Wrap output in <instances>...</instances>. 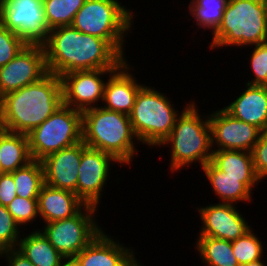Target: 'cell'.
<instances>
[{"label":"cell","mask_w":267,"mask_h":266,"mask_svg":"<svg viewBox=\"0 0 267 266\" xmlns=\"http://www.w3.org/2000/svg\"><path fill=\"white\" fill-rule=\"evenodd\" d=\"M48 73L64 74L95 69H117L125 59L105 40L72 25L49 30L43 44Z\"/></svg>","instance_id":"cell-1"},{"label":"cell","mask_w":267,"mask_h":266,"mask_svg":"<svg viewBox=\"0 0 267 266\" xmlns=\"http://www.w3.org/2000/svg\"><path fill=\"white\" fill-rule=\"evenodd\" d=\"M62 104L61 78L48 73L38 82L0 98V128L28 135Z\"/></svg>","instance_id":"cell-2"},{"label":"cell","mask_w":267,"mask_h":266,"mask_svg":"<svg viewBox=\"0 0 267 266\" xmlns=\"http://www.w3.org/2000/svg\"><path fill=\"white\" fill-rule=\"evenodd\" d=\"M195 99L181 105L183 111L177 117L169 136L159 146L169 147L170 173H180L186 167L198 164L200 169L212 158L211 126L208 113H201ZM206 114V115H205Z\"/></svg>","instance_id":"cell-3"},{"label":"cell","mask_w":267,"mask_h":266,"mask_svg":"<svg viewBox=\"0 0 267 266\" xmlns=\"http://www.w3.org/2000/svg\"><path fill=\"white\" fill-rule=\"evenodd\" d=\"M82 126L84 144L110 154L122 167H130L139 156L136 144L141 143L133 131L129 115L98 106L82 112Z\"/></svg>","instance_id":"cell-4"},{"label":"cell","mask_w":267,"mask_h":266,"mask_svg":"<svg viewBox=\"0 0 267 266\" xmlns=\"http://www.w3.org/2000/svg\"><path fill=\"white\" fill-rule=\"evenodd\" d=\"M133 8L120 0H85L74 17L72 26L82 33L105 39L125 60L128 33L136 26ZM126 41V42H125Z\"/></svg>","instance_id":"cell-5"},{"label":"cell","mask_w":267,"mask_h":266,"mask_svg":"<svg viewBox=\"0 0 267 266\" xmlns=\"http://www.w3.org/2000/svg\"><path fill=\"white\" fill-rule=\"evenodd\" d=\"M209 49L249 48L267 42V21L261 0H228L222 21L211 34Z\"/></svg>","instance_id":"cell-6"},{"label":"cell","mask_w":267,"mask_h":266,"mask_svg":"<svg viewBox=\"0 0 267 266\" xmlns=\"http://www.w3.org/2000/svg\"><path fill=\"white\" fill-rule=\"evenodd\" d=\"M167 93L144 84L138 91L129 118L133 131L148 148L159 147L171 133L177 117L183 111L175 108Z\"/></svg>","instance_id":"cell-7"},{"label":"cell","mask_w":267,"mask_h":266,"mask_svg":"<svg viewBox=\"0 0 267 266\" xmlns=\"http://www.w3.org/2000/svg\"><path fill=\"white\" fill-rule=\"evenodd\" d=\"M82 112L62 104L29 134L32 160L41 161L50 154L82 141Z\"/></svg>","instance_id":"cell-8"},{"label":"cell","mask_w":267,"mask_h":266,"mask_svg":"<svg viewBox=\"0 0 267 266\" xmlns=\"http://www.w3.org/2000/svg\"><path fill=\"white\" fill-rule=\"evenodd\" d=\"M99 209L85 205L73 217L44 223L39 230L63 257L73 259L104 229L96 219Z\"/></svg>","instance_id":"cell-9"},{"label":"cell","mask_w":267,"mask_h":266,"mask_svg":"<svg viewBox=\"0 0 267 266\" xmlns=\"http://www.w3.org/2000/svg\"><path fill=\"white\" fill-rule=\"evenodd\" d=\"M1 23L29 45H43L48 39L42 0H3Z\"/></svg>","instance_id":"cell-10"},{"label":"cell","mask_w":267,"mask_h":266,"mask_svg":"<svg viewBox=\"0 0 267 266\" xmlns=\"http://www.w3.org/2000/svg\"><path fill=\"white\" fill-rule=\"evenodd\" d=\"M122 166L110 154L88 147L82 141V157L77 182V196L86 204L100 206L113 166ZM112 171V172H111ZM111 177V178H110ZM108 181V182H107Z\"/></svg>","instance_id":"cell-11"},{"label":"cell","mask_w":267,"mask_h":266,"mask_svg":"<svg viewBox=\"0 0 267 266\" xmlns=\"http://www.w3.org/2000/svg\"><path fill=\"white\" fill-rule=\"evenodd\" d=\"M115 70H83L62 75L63 104L81 112L101 106L105 83Z\"/></svg>","instance_id":"cell-12"},{"label":"cell","mask_w":267,"mask_h":266,"mask_svg":"<svg viewBox=\"0 0 267 266\" xmlns=\"http://www.w3.org/2000/svg\"><path fill=\"white\" fill-rule=\"evenodd\" d=\"M48 74L43 45L27 44L0 68V98L41 80Z\"/></svg>","instance_id":"cell-13"},{"label":"cell","mask_w":267,"mask_h":266,"mask_svg":"<svg viewBox=\"0 0 267 266\" xmlns=\"http://www.w3.org/2000/svg\"><path fill=\"white\" fill-rule=\"evenodd\" d=\"M213 151L242 150L251 152L259 140L261 130L235 119L223 108L208 112Z\"/></svg>","instance_id":"cell-14"},{"label":"cell","mask_w":267,"mask_h":266,"mask_svg":"<svg viewBox=\"0 0 267 266\" xmlns=\"http://www.w3.org/2000/svg\"><path fill=\"white\" fill-rule=\"evenodd\" d=\"M236 206L218 202L201 207L195 206V211L201 220L197 236H210L228 241L243 236L252 228V225Z\"/></svg>","instance_id":"cell-15"},{"label":"cell","mask_w":267,"mask_h":266,"mask_svg":"<svg viewBox=\"0 0 267 266\" xmlns=\"http://www.w3.org/2000/svg\"><path fill=\"white\" fill-rule=\"evenodd\" d=\"M133 64L125 60L105 83L101 107L110 111L129 115L133 109L136 95L144 85L135 77ZM133 72V73H132Z\"/></svg>","instance_id":"cell-16"},{"label":"cell","mask_w":267,"mask_h":266,"mask_svg":"<svg viewBox=\"0 0 267 266\" xmlns=\"http://www.w3.org/2000/svg\"><path fill=\"white\" fill-rule=\"evenodd\" d=\"M81 157L82 141L56 151L41 160L45 184L53 188L71 191L77 195Z\"/></svg>","instance_id":"cell-17"},{"label":"cell","mask_w":267,"mask_h":266,"mask_svg":"<svg viewBox=\"0 0 267 266\" xmlns=\"http://www.w3.org/2000/svg\"><path fill=\"white\" fill-rule=\"evenodd\" d=\"M104 228L73 260L79 266H121L136 249L120 243ZM108 234V235H107Z\"/></svg>","instance_id":"cell-18"},{"label":"cell","mask_w":267,"mask_h":266,"mask_svg":"<svg viewBox=\"0 0 267 266\" xmlns=\"http://www.w3.org/2000/svg\"><path fill=\"white\" fill-rule=\"evenodd\" d=\"M243 92L222 108L235 119L267 130V86L243 84Z\"/></svg>","instance_id":"cell-19"},{"label":"cell","mask_w":267,"mask_h":266,"mask_svg":"<svg viewBox=\"0 0 267 266\" xmlns=\"http://www.w3.org/2000/svg\"><path fill=\"white\" fill-rule=\"evenodd\" d=\"M85 205L75 193L44 184L38 195L39 225L73 217Z\"/></svg>","instance_id":"cell-20"},{"label":"cell","mask_w":267,"mask_h":266,"mask_svg":"<svg viewBox=\"0 0 267 266\" xmlns=\"http://www.w3.org/2000/svg\"><path fill=\"white\" fill-rule=\"evenodd\" d=\"M201 170L212 188V194L219 199L218 203L237 205L240 202L253 201L252 193L243 183L242 177L227 176L211 161L207 162Z\"/></svg>","instance_id":"cell-21"},{"label":"cell","mask_w":267,"mask_h":266,"mask_svg":"<svg viewBox=\"0 0 267 266\" xmlns=\"http://www.w3.org/2000/svg\"><path fill=\"white\" fill-rule=\"evenodd\" d=\"M211 162L227 176L242 177V183L253 193L260 185L254 166L252 153L242 150L213 151Z\"/></svg>","instance_id":"cell-22"},{"label":"cell","mask_w":267,"mask_h":266,"mask_svg":"<svg viewBox=\"0 0 267 266\" xmlns=\"http://www.w3.org/2000/svg\"><path fill=\"white\" fill-rule=\"evenodd\" d=\"M28 230L27 234L23 232L17 249L34 266H64L67 259L55 249L39 228H33L31 231L29 227Z\"/></svg>","instance_id":"cell-23"},{"label":"cell","mask_w":267,"mask_h":266,"mask_svg":"<svg viewBox=\"0 0 267 266\" xmlns=\"http://www.w3.org/2000/svg\"><path fill=\"white\" fill-rule=\"evenodd\" d=\"M31 161L28 135L0 128V171L11 173Z\"/></svg>","instance_id":"cell-24"},{"label":"cell","mask_w":267,"mask_h":266,"mask_svg":"<svg viewBox=\"0 0 267 266\" xmlns=\"http://www.w3.org/2000/svg\"><path fill=\"white\" fill-rule=\"evenodd\" d=\"M196 237L193 247L203 266H240L233 254L231 241L210 236Z\"/></svg>","instance_id":"cell-25"},{"label":"cell","mask_w":267,"mask_h":266,"mask_svg":"<svg viewBox=\"0 0 267 266\" xmlns=\"http://www.w3.org/2000/svg\"><path fill=\"white\" fill-rule=\"evenodd\" d=\"M227 4L228 0H190L186 7L188 21L194 20L197 29L212 34L221 23Z\"/></svg>","instance_id":"cell-26"},{"label":"cell","mask_w":267,"mask_h":266,"mask_svg":"<svg viewBox=\"0 0 267 266\" xmlns=\"http://www.w3.org/2000/svg\"><path fill=\"white\" fill-rule=\"evenodd\" d=\"M16 184L17 196L29 199L38 198L44 182V171L41 161L32 160L27 165L12 172Z\"/></svg>","instance_id":"cell-27"},{"label":"cell","mask_w":267,"mask_h":266,"mask_svg":"<svg viewBox=\"0 0 267 266\" xmlns=\"http://www.w3.org/2000/svg\"><path fill=\"white\" fill-rule=\"evenodd\" d=\"M84 2L85 0H42L48 28L72 25Z\"/></svg>","instance_id":"cell-28"},{"label":"cell","mask_w":267,"mask_h":266,"mask_svg":"<svg viewBox=\"0 0 267 266\" xmlns=\"http://www.w3.org/2000/svg\"><path fill=\"white\" fill-rule=\"evenodd\" d=\"M258 234L255 233L253 227L243 236L231 241L233 254L240 266L255 262L264 257V242L261 241Z\"/></svg>","instance_id":"cell-29"},{"label":"cell","mask_w":267,"mask_h":266,"mask_svg":"<svg viewBox=\"0 0 267 266\" xmlns=\"http://www.w3.org/2000/svg\"><path fill=\"white\" fill-rule=\"evenodd\" d=\"M6 207L13 219L22 227V230L27 229V225H33L36 220L39 219L38 221H40L38 198L26 199L16 196Z\"/></svg>","instance_id":"cell-30"},{"label":"cell","mask_w":267,"mask_h":266,"mask_svg":"<svg viewBox=\"0 0 267 266\" xmlns=\"http://www.w3.org/2000/svg\"><path fill=\"white\" fill-rule=\"evenodd\" d=\"M250 54L248 64L250 62L249 72L251 71L252 79L245 81L249 85L267 86V42L249 48ZM254 75V76H253ZM254 77V78H253Z\"/></svg>","instance_id":"cell-31"},{"label":"cell","mask_w":267,"mask_h":266,"mask_svg":"<svg viewBox=\"0 0 267 266\" xmlns=\"http://www.w3.org/2000/svg\"><path fill=\"white\" fill-rule=\"evenodd\" d=\"M24 231L8 212L7 207L0 204V251L17 248Z\"/></svg>","instance_id":"cell-32"},{"label":"cell","mask_w":267,"mask_h":266,"mask_svg":"<svg viewBox=\"0 0 267 266\" xmlns=\"http://www.w3.org/2000/svg\"><path fill=\"white\" fill-rule=\"evenodd\" d=\"M27 43L0 22V68L11 61Z\"/></svg>","instance_id":"cell-33"},{"label":"cell","mask_w":267,"mask_h":266,"mask_svg":"<svg viewBox=\"0 0 267 266\" xmlns=\"http://www.w3.org/2000/svg\"><path fill=\"white\" fill-rule=\"evenodd\" d=\"M253 166L258 179L267 180V130L261 132L259 140L252 151Z\"/></svg>","instance_id":"cell-34"},{"label":"cell","mask_w":267,"mask_h":266,"mask_svg":"<svg viewBox=\"0 0 267 266\" xmlns=\"http://www.w3.org/2000/svg\"><path fill=\"white\" fill-rule=\"evenodd\" d=\"M16 184L12 172L0 174V204L7 206L15 197Z\"/></svg>","instance_id":"cell-35"},{"label":"cell","mask_w":267,"mask_h":266,"mask_svg":"<svg viewBox=\"0 0 267 266\" xmlns=\"http://www.w3.org/2000/svg\"><path fill=\"white\" fill-rule=\"evenodd\" d=\"M0 259H5L6 266H34L17 248L0 251Z\"/></svg>","instance_id":"cell-36"},{"label":"cell","mask_w":267,"mask_h":266,"mask_svg":"<svg viewBox=\"0 0 267 266\" xmlns=\"http://www.w3.org/2000/svg\"><path fill=\"white\" fill-rule=\"evenodd\" d=\"M121 266H146L137 259V253H133Z\"/></svg>","instance_id":"cell-37"},{"label":"cell","mask_w":267,"mask_h":266,"mask_svg":"<svg viewBox=\"0 0 267 266\" xmlns=\"http://www.w3.org/2000/svg\"><path fill=\"white\" fill-rule=\"evenodd\" d=\"M263 259H265V258H262L258 261H255V262H250V263L242 265V266H267V263H266L267 261H265Z\"/></svg>","instance_id":"cell-38"},{"label":"cell","mask_w":267,"mask_h":266,"mask_svg":"<svg viewBox=\"0 0 267 266\" xmlns=\"http://www.w3.org/2000/svg\"><path fill=\"white\" fill-rule=\"evenodd\" d=\"M64 266H79L73 259L66 260Z\"/></svg>","instance_id":"cell-39"},{"label":"cell","mask_w":267,"mask_h":266,"mask_svg":"<svg viewBox=\"0 0 267 266\" xmlns=\"http://www.w3.org/2000/svg\"><path fill=\"white\" fill-rule=\"evenodd\" d=\"M263 7H264V11H265V17H266V21H267V0H261Z\"/></svg>","instance_id":"cell-40"},{"label":"cell","mask_w":267,"mask_h":266,"mask_svg":"<svg viewBox=\"0 0 267 266\" xmlns=\"http://www.w3.org/2000/svg\"><path fill=\"white\" fill-rule=\"evenodd\" d=\"M2 1L3 0H0V22H1V13H2Z\"/></svg>","instance_id":"cell-41"}]
</instances>
